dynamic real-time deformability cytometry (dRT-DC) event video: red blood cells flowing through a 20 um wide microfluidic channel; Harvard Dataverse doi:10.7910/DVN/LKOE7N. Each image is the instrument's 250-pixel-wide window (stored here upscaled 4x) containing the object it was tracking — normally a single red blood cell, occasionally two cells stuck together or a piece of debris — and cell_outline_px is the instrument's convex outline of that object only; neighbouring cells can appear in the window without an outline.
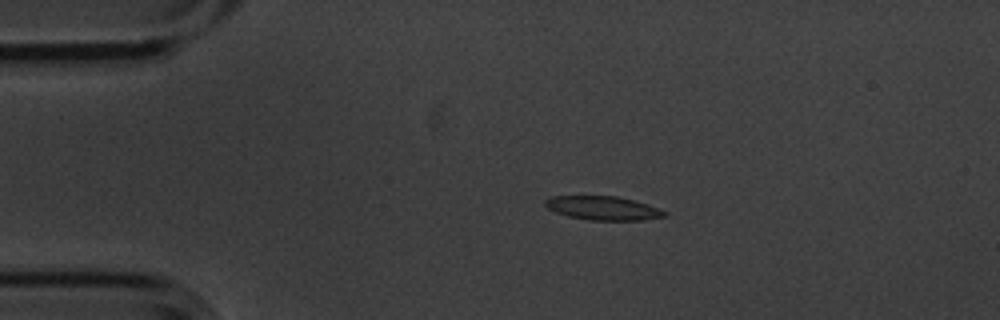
{"species": "common noctule bat (a hibernating species)", "species_latin": "Nyctalus noctula", "temperature_condition": "cold", "stored_images_in_passage": 3, "camera_frame_rate_fps": 3000, "um_per_image_px": 0.085, "animal": {"sex": "male", "body_mass_g": 20.1, "forearm_length_mm": 53.5}, "frame": {"image": 1, "passage_image": 2, "time_ms": 0.333, "image_size_px": [1000, 320], "cell_outline_px": [[668, 216], [644, 220], [588, 220], [568, 216], [556, 212], [548, 208], [544, 204], [544, 200], [552, 196], [616, 196], [636, 200], [648, 204], [668, 212]], "centroid_in_image_um": [51.3, 17.69], "position_along_channel_um": 33.7, "area_um2": 16.7}}